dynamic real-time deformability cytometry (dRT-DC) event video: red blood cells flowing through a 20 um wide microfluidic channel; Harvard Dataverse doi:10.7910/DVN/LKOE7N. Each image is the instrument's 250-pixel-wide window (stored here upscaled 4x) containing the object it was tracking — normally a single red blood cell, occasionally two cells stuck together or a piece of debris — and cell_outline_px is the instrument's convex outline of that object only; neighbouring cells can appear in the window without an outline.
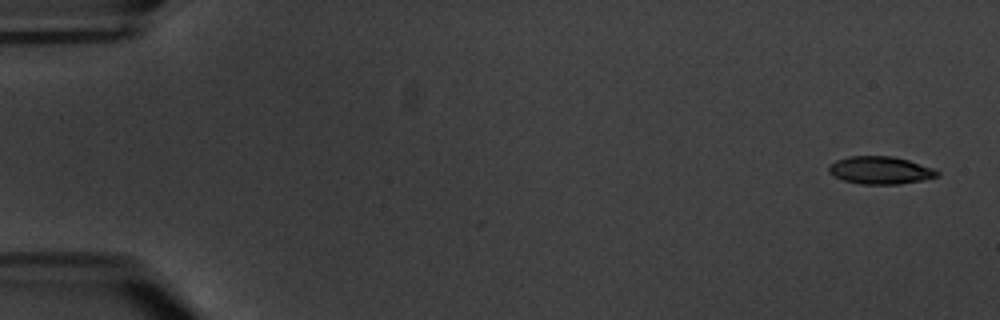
{"species": "common noctule bat (a hibernating species)", "species_latin": "Nyctalus noctula", "temperature_condition": "warm", "stored_images_in_passage": 6, "camera_frame_rate_fps": 3000, "um_per_image_px": 0.085, "animal": {"sex": "male", "body_mass_g": 20.1, "forearm_length_mm": 53.5}, "frame": {"image": 1, "passage_image": 1, "time_ms": 0.0, "image_size_px": [1000, 320], "cell_outline_px": [[940, 176], [924, 180], [900, 184], [860, 184], [844, 180], [832, 176], [828, 172], [828, 168], [836, 160], [848, 156], [892, 156], [908, 160], [932, 168], [940, 172]], "centroid_in_image_um": [74.83, 14.48], "position_along_channel_um": 10.2, "area_um2": 17.51}}
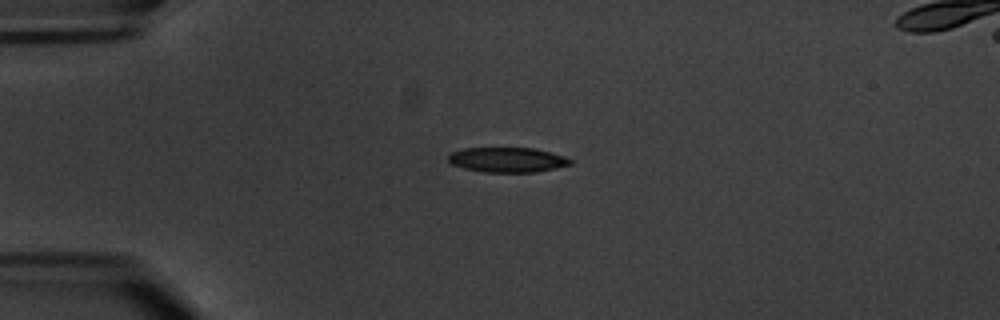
{"frame": {"image": 2, "passage_image": 4, "time_ms": 4.333, "image_size_px": [1000, 320], "cell_outline_px": [[572, 164], [556, 168], [536, 172], [484, 172], [464, 168], [452, 164], [448, 160], [448, 156], [452, 152], [464, 148], [536, 148], [552, 152], [564, 156], [572, 160]], "centroid_in_image_um": [43.15, 13.58], "position_along_channel_um": 41.8, "area_um2": 17.74}}